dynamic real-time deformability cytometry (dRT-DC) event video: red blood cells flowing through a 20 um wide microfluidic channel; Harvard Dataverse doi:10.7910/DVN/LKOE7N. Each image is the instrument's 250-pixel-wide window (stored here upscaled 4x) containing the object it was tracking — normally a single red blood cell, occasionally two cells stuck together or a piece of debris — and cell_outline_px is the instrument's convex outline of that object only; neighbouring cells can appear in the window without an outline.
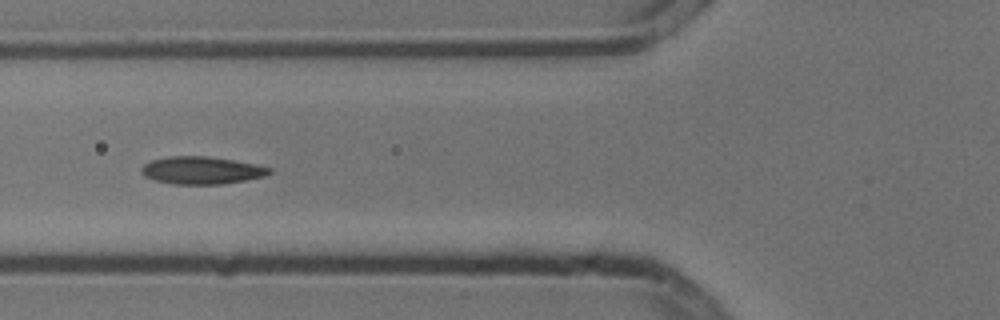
{"species": "common noctule bat (a hibernating species)", "species_latin": "Nyctalus noctula", "temperature_condition": "cold", "stored_images_in_passage": 9, "camera_frame_rate_fps": 3000, "um_per_image_px": 0.085, "animal": {"sex": "male", "body_mass_g": 13.3}, "frame": {"image": 1, "passage_image": 6, "time_ms": 1.667, "image_size_px": [1000, 320], "cell_outline_px": [[272, 172], [264, 176], [244, 180], [220, 184], [172, 184], [156, 180], [144, 176], [140, 172], [140, 168], [144, 164], [152, 160], [168, 156], [208, 156], [256, 164], [272, 168]], "centroid_in_image_um": [17.11, 14.47], "position_along_channel_um": 108.7, "area_um2": 20.46}}
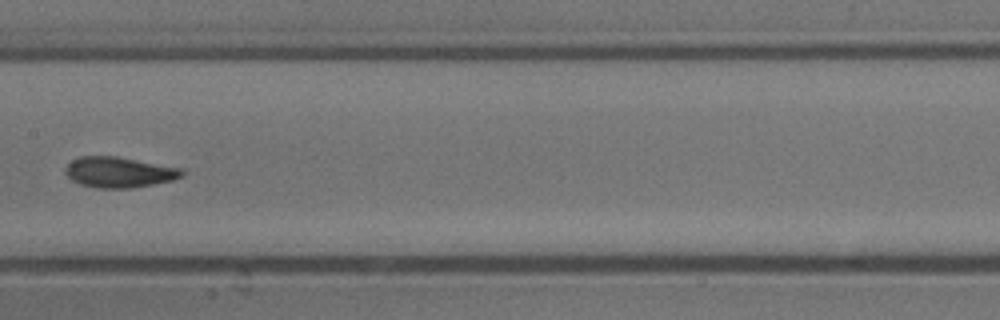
{"frame": {"image": 2, "passage_image": 8, "time_ms": 2.333, "image_size_px": [1000, 320], "cell_outline_px": [[184, 176], [172, 180], [152, 184], [128, 188], [100, 188], [80, 184], [72, 180], [64, 172], [64, 168], [72, 160], [80, 156], [116, 156], [184, 168]], "centroid_in_image_um": [10.13, 14.63], "position_along_channel_um": 197.3, "area_um2": 20.81}}
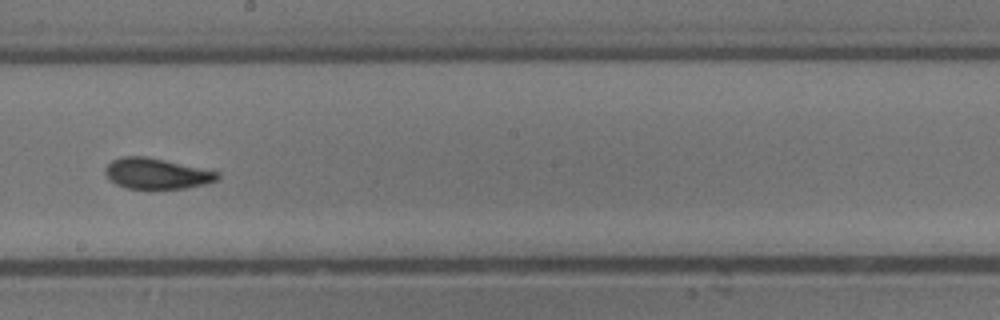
{"frame": {"image": 3, "passage_image": 9, "time_ms": 2.667, "image_size_px": [1000, 320], "cell_outline_px": [[220, 176], [216, 180], [204, 184], [184, 188], [124, 188], [108, 180], [104, 172], [104, 168], [112, 160], [120, 156], [148, 156], [220, 172]], "centroid_in_image_um": [13.26, 14.74], "position_along_channel_um": 234.9, "area_um2": 20.17}}